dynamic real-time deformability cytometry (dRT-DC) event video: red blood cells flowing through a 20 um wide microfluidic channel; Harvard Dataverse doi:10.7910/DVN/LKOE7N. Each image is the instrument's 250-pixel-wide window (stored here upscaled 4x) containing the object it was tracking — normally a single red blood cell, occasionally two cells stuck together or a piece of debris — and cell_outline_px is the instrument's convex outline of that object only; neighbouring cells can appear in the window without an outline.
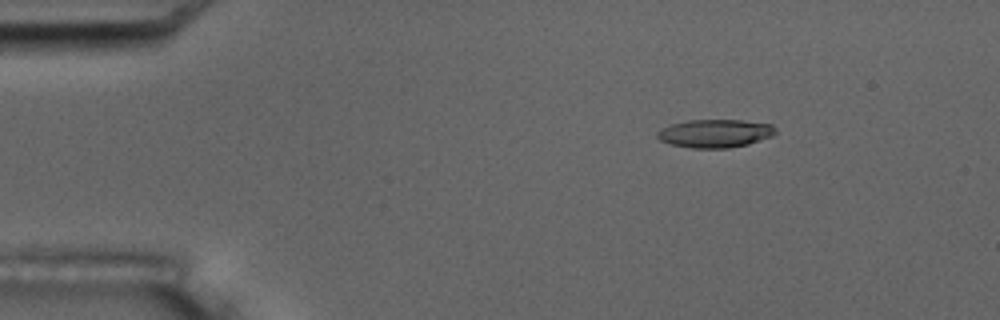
{"species": "common noctule bat (a hibernating species)", "species_latin": "Nyctalus noctula", "temperature_condition": "room temperature", "stored_images_in_passage": 17, "camera_frame_rate_fps": 3000, "um_per_image_px": 0.085, "animal": {"sex": "male", "body_mass_g": 17.5, "forearm_length_mm": 52.3}, "frame": {"image": 1, "passage_image": 3, "time_ms": 2.333, "image_size_px": [1000, 320], "cell_outline_px": [[776, 132], [772, 136], [748, 144], [728, 148], [692, 148], [672, 144], [660, 140], [656, 136], [656, 132], [672, 124], [688, 120], [740, 120], [772, 124], [776, 128]], "centroid_in_image_um": [60.8, 11.34], "position_along_channel_um": 24.2, "area_um2": 19.31}, "authors_computed_cell_mechanics": {"area_um2": 19.9988, "velocity_mm_per_s": 3.5424, "shape_relaxation_time_tau1_ms": 4.6862, "shape_relaxation_time_tau2_ms": 4.7554, "deformation_change_tau1": 0.1397, "deformation_change_tau2": 0.134}}